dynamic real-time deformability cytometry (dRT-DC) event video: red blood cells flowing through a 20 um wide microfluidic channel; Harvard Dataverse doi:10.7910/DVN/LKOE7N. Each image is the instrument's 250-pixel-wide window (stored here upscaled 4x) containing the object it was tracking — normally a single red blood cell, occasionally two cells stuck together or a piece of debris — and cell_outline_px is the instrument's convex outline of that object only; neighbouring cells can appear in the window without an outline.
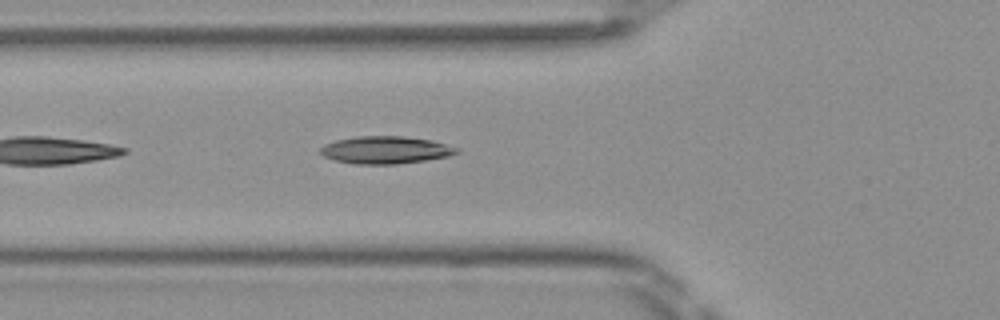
{"species": "Egyptian fruit bat (a non-hibernating species)", "species_latin": "Rousettus aegyptiacus", "temperature_condition": "room temperature", "stored_images_in_passage": 13, "camera_frame_rate_fps": 3000, "um_per_image_px": 0.085, "frame": {"image": 1, "passage_image": 4, "time_ms": 1.0, "image_size_px": [1000, 320], "cell_outline_px": [[460, 152], [448, 156], [424, 160], [396, 164], [352, 164], [336, 160], [324, 156], [320, 152], [320, 148], [324, 144], [336, 140], [356, 136], [404, 136], [432, 140], [460, 148]], "centroid_in_image_um": [32.78, 12.74], "position_along_channel_um": 93.0, "area_um2": 21.85}}
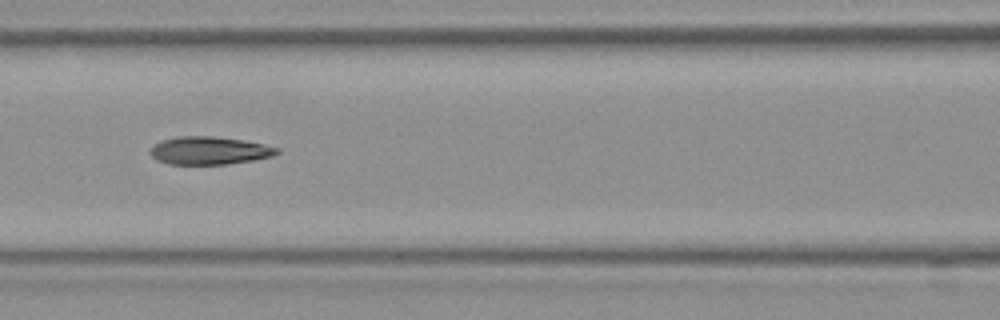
{"frame": {"image": 2, "passage_image": 8, "time_ms": 2.333, "image_size_px": [1000, 320], "cell_outline_px": [[280, 152], [272, 156], [252, 160], [228, 164], [168, 164], [156, 160], [148, 152], [152, 144], [160, 140], [180, 136], [212, 136], [244, 140], [264, 144], [280, 148]], "centroid_in_image_um": [17.75, 12.79], "position_along_channel_um": 148.8, "area_um2": 20.81}}
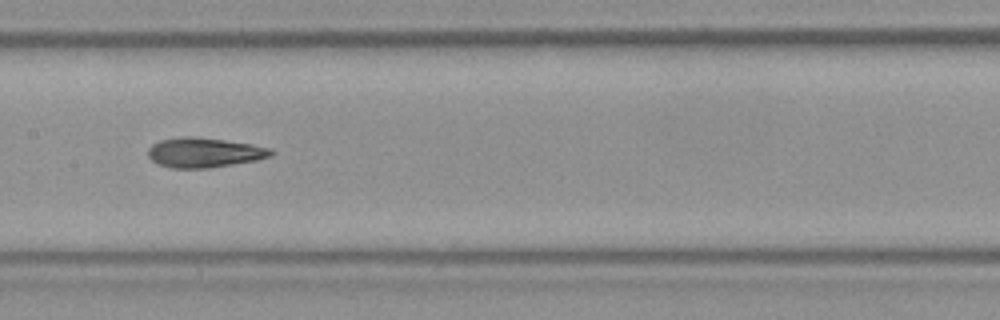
{"frame": {"image": 3, "passage_image": 11, "time_ms": 3.333, "image_size_px": [1000, 320], "cell_outline_px": [[276, 152], [272, 156], [256, 160], [208, 168], [172, 168], [156, 164], [148, 156], [148, 148], [152, 144], [160, 140], [184, 136], [196, 136], [252, 144], [272, 148]], "centroid_in_image_um": [17.37, 12.96], "position_along_channel_um": 190.0, "area_um2": 21.5}}